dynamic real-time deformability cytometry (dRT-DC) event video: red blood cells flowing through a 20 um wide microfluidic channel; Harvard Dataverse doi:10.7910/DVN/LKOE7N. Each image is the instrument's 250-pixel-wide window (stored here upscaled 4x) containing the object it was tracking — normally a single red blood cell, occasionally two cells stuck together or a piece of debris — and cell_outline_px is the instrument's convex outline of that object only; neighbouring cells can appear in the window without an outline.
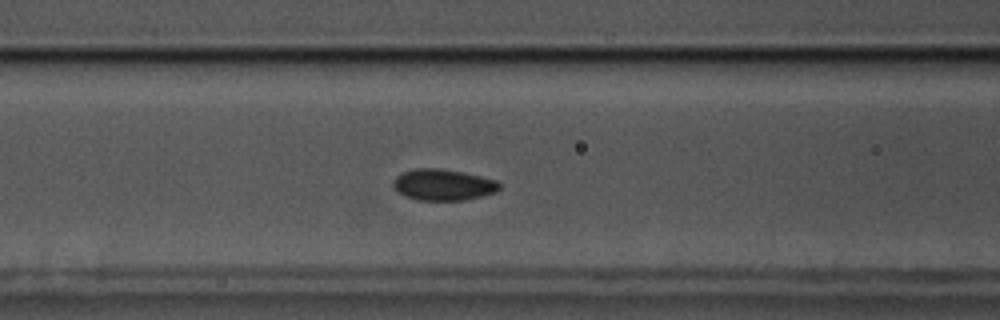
{"species": "common noctule bat (a hibernating species)", "species_latin": "Nyctalus noctula", "temperature_condition": "cold", "stored_images_in_passage": 56, "camera_frame_rate_fps": 3000, "um_per_image_px": 0.085, "animal": {"sex": "male", "body_mass_g": 17.5, "forearm_length_mm": 52.3}, "frame": {"image": 1, "passage_image": 22, "time_ms": 7.0, "image_size_px": [1000, 320], "cell_outline_px": [[500, 188], [496, 192], [464, 200], [416, 200], [404, 196], [392, 184], [392, 180], [396, 176], [404, 172], [416, 168], [440, 168], [464, 172], [496, 180], [500, 184]], "centroid_in_image_um": [37.66, 15.7], "position_along_channel_um": 128.9, "area_um2": 19.31}}
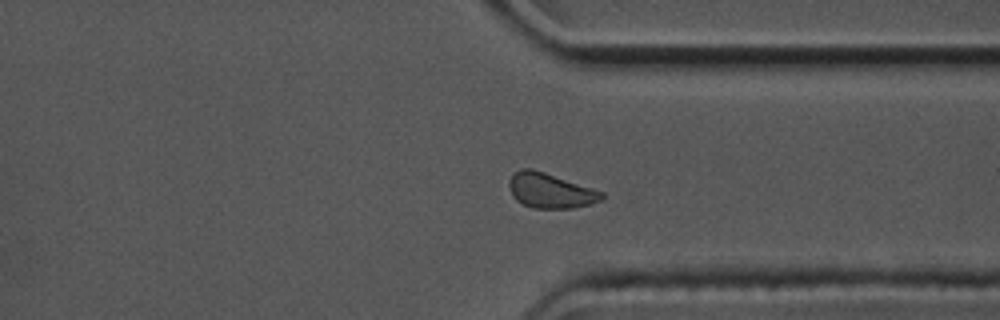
{"frame": {"image": 2, "passage_image": 42, "time_ms": 13.667, "image_size_px": [1000, 320], "cell_outline_px": [[604, 200], [572, 208], [532, 208], [516, 200], [512, 196], [508, 188], [508, 180], [512, 172], [520, 168], [532, 168], [604, 192]], "centroid_in_image_um": [46.73, 16.19], "position_along_channel_um": 364.7, "area_um2": 19.02}}
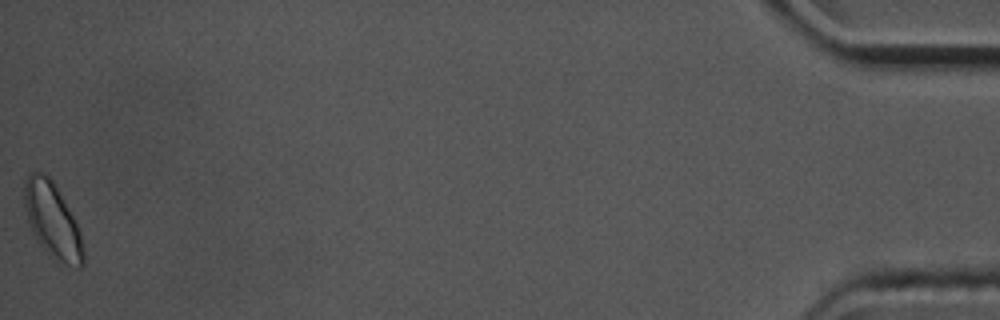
{"frame": {"image": 3, "passage_image": 56, "time_ms": 18.333, "image_size_px": [1000, 320], "cell_outline_px": [[84, 264], [80, 268], [76, 268], [52, 260], [40, 244], [32, 232], [28, 224], [24, 204], [24, 180], [28, 172], [44, 172], [52, 180], [80, 228], [84, 248]], "centroid_in_image_um": [4.46, 18.77], "position_along_channel_um": 430.7, "area_um2": 26.3}, "authors_computed_cell_mechanics": {"area_um2": 18.9584, "velocity_mm_per_s": 3.5373, "shape_relaxation_time_tau1_ms": null, "shape_relaxation_time_tau2_ms": 5.6859, "deformation_change_tau1": null, "deformation_change_tau2": 0.0629}}